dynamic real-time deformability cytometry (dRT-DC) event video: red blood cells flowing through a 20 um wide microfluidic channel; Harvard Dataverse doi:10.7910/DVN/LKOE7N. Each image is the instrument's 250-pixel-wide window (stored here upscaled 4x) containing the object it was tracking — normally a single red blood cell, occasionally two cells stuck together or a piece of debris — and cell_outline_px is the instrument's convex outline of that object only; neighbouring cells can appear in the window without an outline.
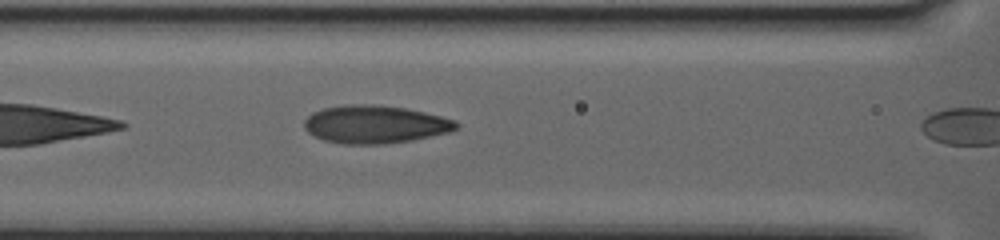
{"species": "human", "species_latin": "Homo sapiens", "temperature_condition": "warm", "stored_images_in_passage": 11, "camera_frame_rate_fps": 3000, "um_per_image_px": 0.085, "donor": {"sex": "female"}, "frame": {"image": 1, "passage_image": 10, "time_ms": 3.0, "image_size_px": [1000, 240], "cell_outline_px": [[460, 124], [452, 132], [412, 140], [384, 144], [340, 144], [324, 140], [308, 132], [304, 128], [304, 120], [312, 112], [324, 108], [348, 104], [376, 104], [404, 108], [424, 112], [456, 120]], "centroid_in_image_um": [31.89, 10.57], "position_along_channel_um": 134.7, "area_um2": 33.76}}